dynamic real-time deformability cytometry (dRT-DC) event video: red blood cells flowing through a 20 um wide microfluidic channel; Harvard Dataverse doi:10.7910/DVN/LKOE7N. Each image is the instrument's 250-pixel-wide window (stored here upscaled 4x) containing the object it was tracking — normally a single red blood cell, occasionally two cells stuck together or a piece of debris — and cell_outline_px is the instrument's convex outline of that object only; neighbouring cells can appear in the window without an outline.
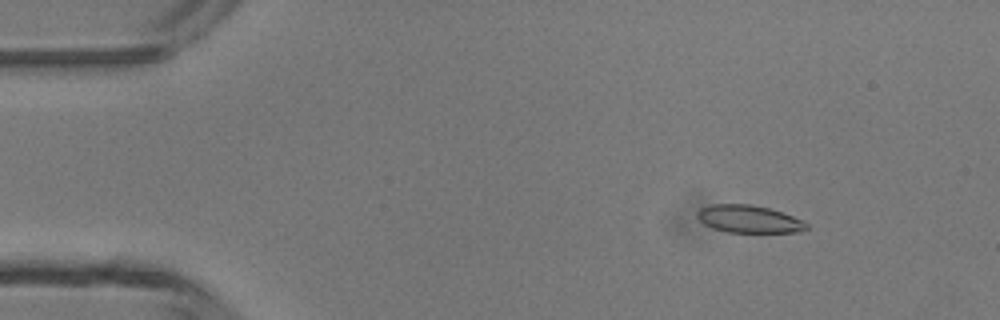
{"species": "common noctule bat (a hibernating species)", "species_latin": "Nyctalus noctula", "temperature_condition": "room temperature", "stored_images_in_passage": 3, "camera_frame_rate_fps": 3000, "um_per_image_px": 0.085, "animal": {"sex": "male", "body_mass_g": 13.3}, "frame": {"image": 1, "passage_image": 2, "time_ms": 1.0, "image_size_px": [1000, 320], "cell_outline_px": [[808, 228], [800, 232], [728, 232], [712, 228], [704, 224], [696, 216], [696, 212], [700, 208], [712, 204], [752, 204], [768, 208], [804, 220], [808, 224]], "centroid_in_image_um": [63.64, 18.62], "position_along_channel_um": 21.4, "area_um2": 17.57}}